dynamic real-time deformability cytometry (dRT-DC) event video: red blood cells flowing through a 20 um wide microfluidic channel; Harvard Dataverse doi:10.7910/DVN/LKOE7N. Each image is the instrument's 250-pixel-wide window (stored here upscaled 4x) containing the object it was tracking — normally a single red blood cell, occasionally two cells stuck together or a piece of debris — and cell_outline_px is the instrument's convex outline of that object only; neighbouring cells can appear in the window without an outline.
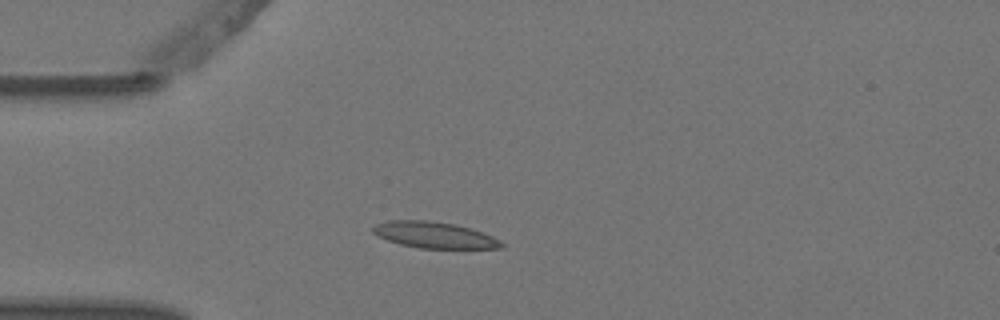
{"species": "Egyptian fruit bat (a non-hibernating species)", "species_latin": "Rousettus aegyptiacus", "temperature_condition": "warm", "stored_images_in_passage": 3, "camera_frame_rate_fps": 3000, "um_per_image_px": 0.085, "animal": {"sex": "female"}, "frame": {"image": 1, "passage_image": 2, "time_ms": 0.333, "image_size_px": [1000, 320], "cell_outline_px": [[504, 248], [420, 248], [400, 244], [376, 236], [372, 232], [372, 228], [376, 224], [388, 220], [428, 220], [452, 224], [472, 228], [492, 236], [500, 240], [504, 244]], "centroid_in_image_um": [36.91, 19.97], "position_along_channel_um": 48.1, "area_um2": 19.65}}